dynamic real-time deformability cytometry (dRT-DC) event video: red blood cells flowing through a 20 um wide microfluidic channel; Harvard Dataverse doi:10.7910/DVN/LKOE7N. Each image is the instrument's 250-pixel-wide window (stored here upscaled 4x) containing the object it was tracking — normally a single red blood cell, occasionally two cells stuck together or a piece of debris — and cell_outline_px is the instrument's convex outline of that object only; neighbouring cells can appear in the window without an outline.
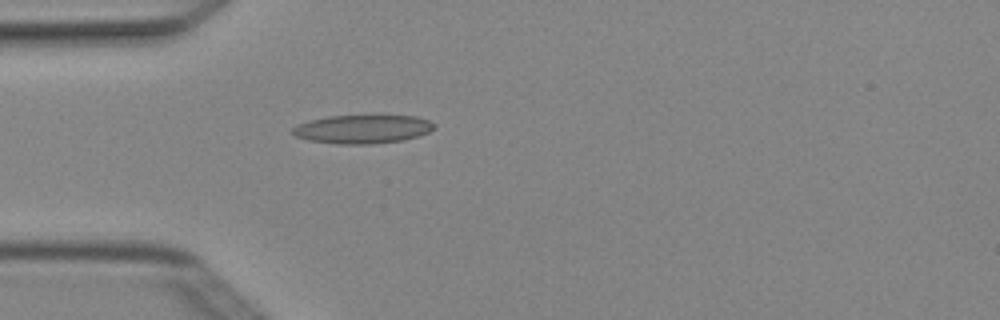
{"species": "Egyptian fruit bat (a non-hibernating species)", "species_latin": "Rousettus aegyptiacus", "temperature_condition": "cold", "stored_images_in_passage": 2, "camera_frame_rate_fps": 3000, "um_per_image_px": 0.085, "animal": {"sex": "female"}, "frame": {"image": 1, "passage_image": 2, "time_ms": 0.333, "image_size_px": [1000, 320], "cell_outline_px": [[436, 128], [420, 136], [400, 140], [372, 144], [336, 144], [308, 140], [296, 136], [292, 132], [292, 128], [296, 124], [328, 116], [416, 116], [428, 120], [436, 124]], "centroid_in_image_um": [30.83, 10.98], "position_along_channel_um": 54.2, "area_um2": 23.52}}